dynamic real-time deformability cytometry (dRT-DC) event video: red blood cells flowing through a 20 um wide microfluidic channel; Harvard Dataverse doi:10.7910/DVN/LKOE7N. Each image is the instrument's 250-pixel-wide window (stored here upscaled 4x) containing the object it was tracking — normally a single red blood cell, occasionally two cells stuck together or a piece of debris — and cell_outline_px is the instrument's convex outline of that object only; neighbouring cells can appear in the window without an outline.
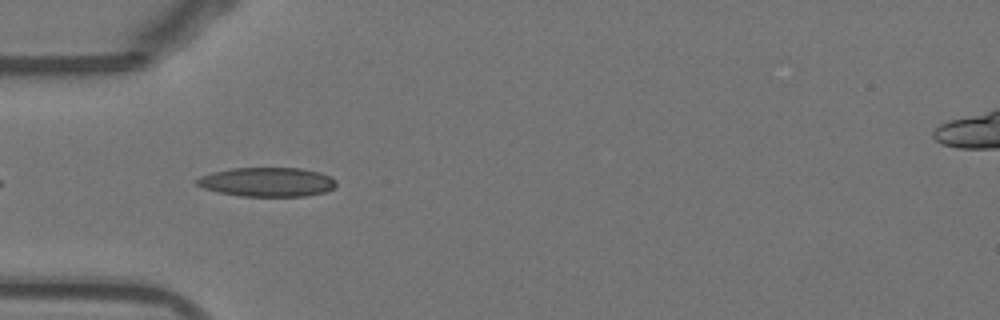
{"species": "Egyptian fruit bat (a non-hibernating species)", "species_latin": "Rousettus aegyptiacus", "temperature_condition": "warm", "stored_images_in_passage": 13, "camera_frame_rate_fps": 3000, "um_per_image_px": 0.085, "animal": {"sex": "female"}, "frame": {"image": 1, "passage_image": 3, "time_ms": 0.667, "image_size_px": [1000, 320], "cell_outline_px": [[336, 184], [332, 188], [324, 192], [304, 196], [240, 196], [220, 192], [204, 188], [196, 184], [196, 180], [200, 176], [212, 172], [232, 168], [300, 168], [320, 172], [332, 176], [336, 180]], "centroid_in_image_um": [22.72, 15.46], "position_along_channel_um": 62.3, "area_um2": 23.64}}
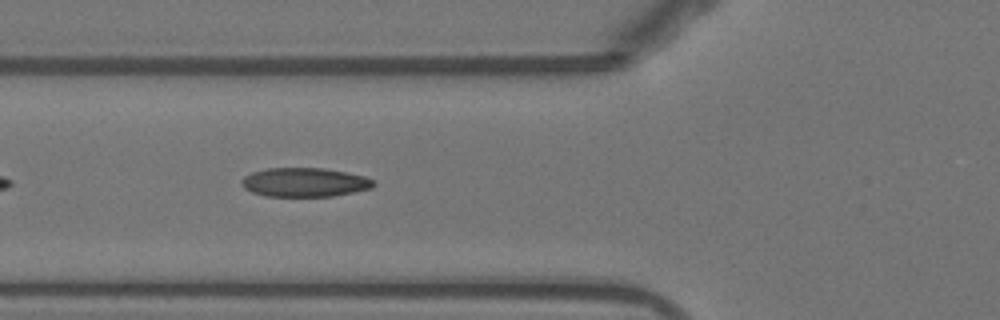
{"frame": {"image": 2, "passage_image": 6, "time_ms": 1.667, "image_size_px": [1000, 320], "cell_outline_px": [[376, 184], [372, 188], [332, 196], [264, 196], [252, 192], [244, 188], [240, 184], [240, 180], [244, 176], [252, 172], [268, 168], [324, 168], [364, 176], [376, 180]], "centroid_in_image_um": [25.88, 15.49], "position_along_channel_um": 99.9, "area_um2": 22.37}}
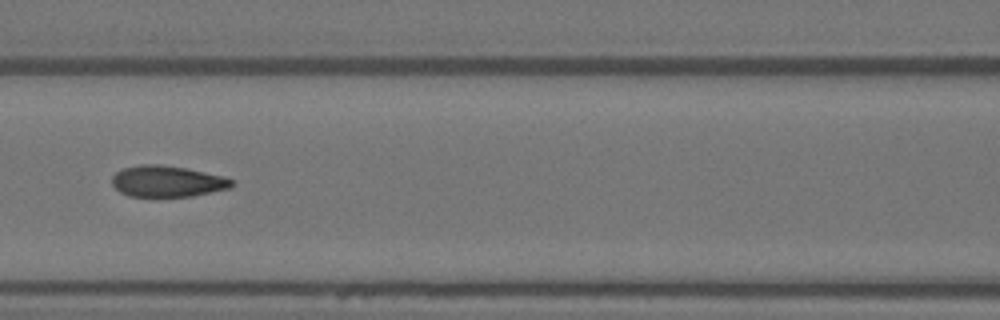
{"frame": {"image": 3, "passage_image": 10, "time_ms": 3.0, "image_size_px": [1000, 320], "cell_outline_px": [[236, 184], [228, 188], [192, 196], [128, 196], [120, 192], [112, 184], [112, 176], [116, 172], [124, 168], [140, 164], [160, 164], [184, 168], [224, 176], [232, 180]], "centroid_in_image_um": [14.2, 15.4], "position_along_channel_um": 152.4, "area_um2": 21.62}}